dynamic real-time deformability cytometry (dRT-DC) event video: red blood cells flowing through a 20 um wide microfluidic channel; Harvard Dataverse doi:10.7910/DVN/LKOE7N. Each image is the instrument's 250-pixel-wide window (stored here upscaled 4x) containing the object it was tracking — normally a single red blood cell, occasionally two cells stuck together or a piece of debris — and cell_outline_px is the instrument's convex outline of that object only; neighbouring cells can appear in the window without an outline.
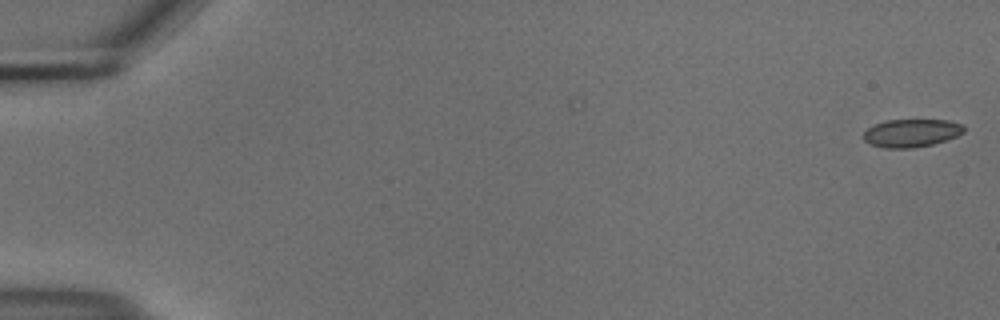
{"species": "common noctule bat (a hibernating species)", "species_latin": "Nyctalus noctula", "temperature_condition": "cold", "stored_images_in_passage": 2, "camera_frame_rate_fps": 3000, "um_per_image_px": 0.085, "animal": {"sex": "male", "body_mass_g": 18.8}, "frame": {"image": 1, "passage_image": 2, "time_ms": 0.333, "image_size_px": [1000, 320], "cell_outline_px": [[964, 132], [956, 136], [932, 144], [912, 148], [884, 148], [872, 144], [864, 140], [864, 132], [868, 128], [876, 124], [888, 120], [948, 120], [964, 124]], "centroid_in_image_um": [77.49, 11.3], "position_along_channel_um": 7.5, "area_um2": 16.18}}